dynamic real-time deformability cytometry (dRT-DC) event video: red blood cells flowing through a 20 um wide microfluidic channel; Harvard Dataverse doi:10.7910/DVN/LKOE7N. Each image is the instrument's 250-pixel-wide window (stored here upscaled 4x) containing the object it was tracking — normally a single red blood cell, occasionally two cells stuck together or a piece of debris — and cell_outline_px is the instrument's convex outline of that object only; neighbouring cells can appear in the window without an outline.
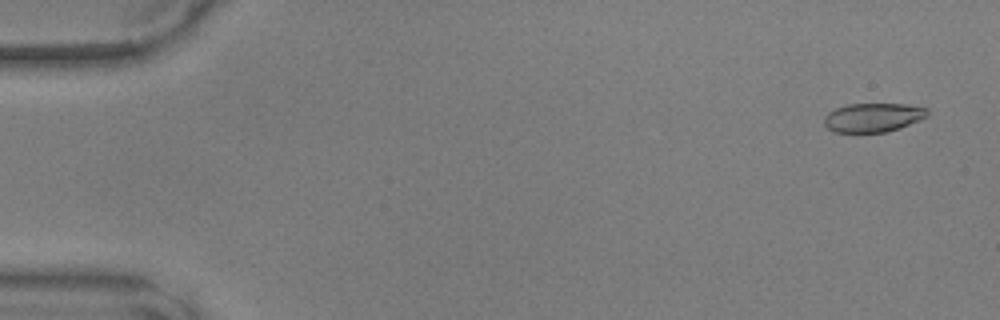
{"species": "common noctule bat (a hibernating species)", "species_latin": "Nyctalus noctula", "temperature_condition": "warm", "stored_images_in_passage": 49, "camera_frame_rate_fps": 3000, "um_per_image_px": 0.085, "animal": {"sex": "male", "body_mass_g": 17.9, "forearm_length_mm": 54.2}, "frame": {"image": 1, "passage_image": 3, "time_ms": 0.667, "image_size_px": [1000, 320], "cell_outline_px": [[928, 116], [920, 120], [900, 128], [884, 132], [832, 132], [824, 124], [824, 116], [828, 112], [836, 108], [848, 104], [904, 104], [928, 108]], "centroid_in_image_um": [74.21, 9.98], "position_along_channel_um": 10.8, "area_um2": 17.46}}
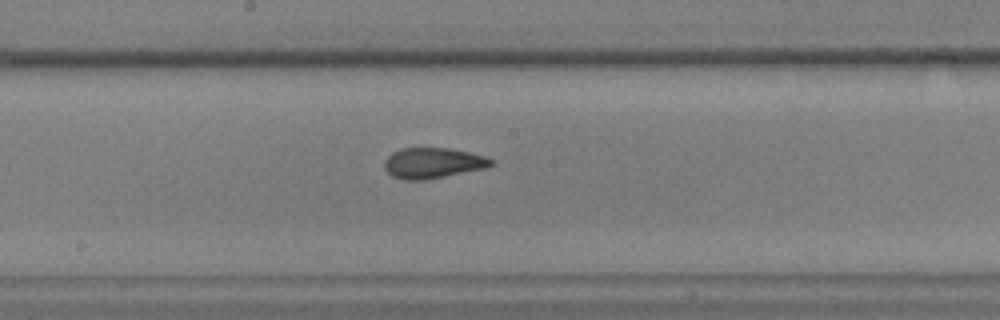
{"frame": {"image": 2, "passage_image": 27, "time_ms": 8.667, "image_size_px": [1000, 320], "cell_outline_px": [[492, 164], [484, 168], [424, 180], [404, 180], [392, 176], [384, 168], [384, 160], [392, 152], [404, 148], [448, 148], [468, 152], [484, 156], [492, 160]], "centroid_in_image_um": [36.73, 13.85], "position_along_channel_um": 211.5, "area_um2": 18.73}}
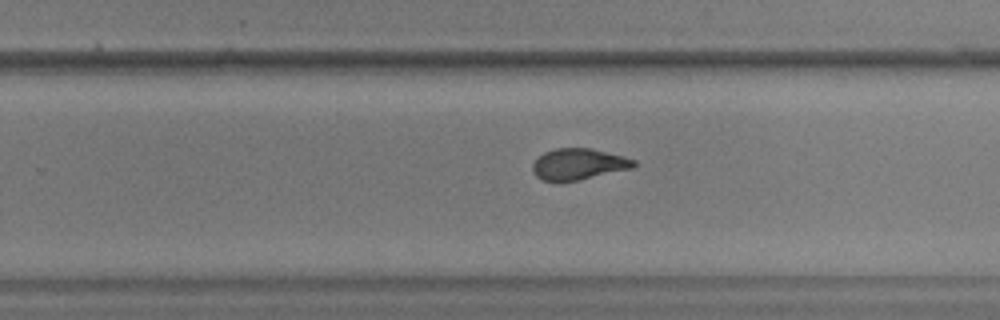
{"frame": {"image": 3, "passage_image": 32, "time_ms": 10.333, "image_size_px": [1000, 320], "cell_outline_px": [[636, 164], [632, 168], [576, 180], [544, 180], [536, 176], [532, 172], [532, 164], [544, 152], [556, 148], [588, 148], [624, 156], [636, 160]], "centroid_in_image_um": [49.17, 13.93], "position_along_channel_um": 280.6, "area_um2": 17.98}}